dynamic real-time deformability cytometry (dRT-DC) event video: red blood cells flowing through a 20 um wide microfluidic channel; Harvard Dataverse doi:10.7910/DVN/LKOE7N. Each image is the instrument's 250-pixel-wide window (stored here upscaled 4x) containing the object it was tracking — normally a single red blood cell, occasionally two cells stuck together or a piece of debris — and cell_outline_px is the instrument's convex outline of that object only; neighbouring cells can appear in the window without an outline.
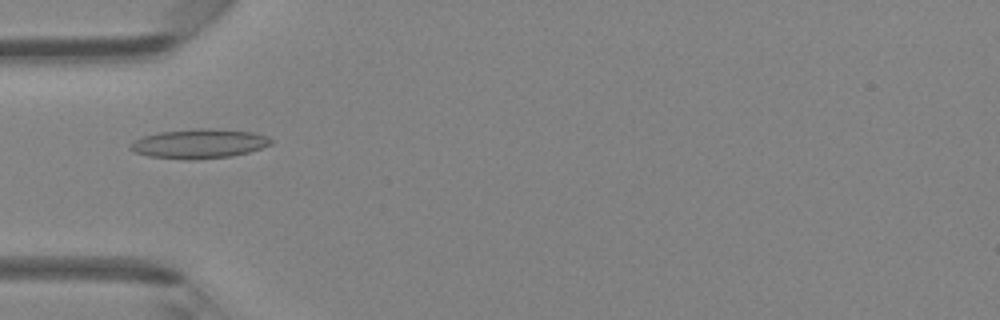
{"species": "Egyptian fruit bat (a non-hibernating species)", "species_latin": "Rousettus aegyptiacus", "temperature_condition": "room temperature", "stored_images_in_passage": 5, "camera_frame_rate_fps": 3000, "um_per_image_px": 0.085, "animal": {"sex": "female"}, "frame": {"image": 1, "passage_image": 5, "time_ms": 4.667, "image_size_px": [1000, 320], "cell_outline_px": [[272, 144], [248, 152], [232, 156], [192, 160], [184, 160], [148, 156], [136, 152], [128, 148], [128, 144], [144, 136], [160, 132], [192, 128], [208, 128], [252, 132], [268, 136], [272, 140]], "centroid_in_image_um": [16.91, 12.21], "position_along_channel_um": 68.1, "area_um2": 24.16}}